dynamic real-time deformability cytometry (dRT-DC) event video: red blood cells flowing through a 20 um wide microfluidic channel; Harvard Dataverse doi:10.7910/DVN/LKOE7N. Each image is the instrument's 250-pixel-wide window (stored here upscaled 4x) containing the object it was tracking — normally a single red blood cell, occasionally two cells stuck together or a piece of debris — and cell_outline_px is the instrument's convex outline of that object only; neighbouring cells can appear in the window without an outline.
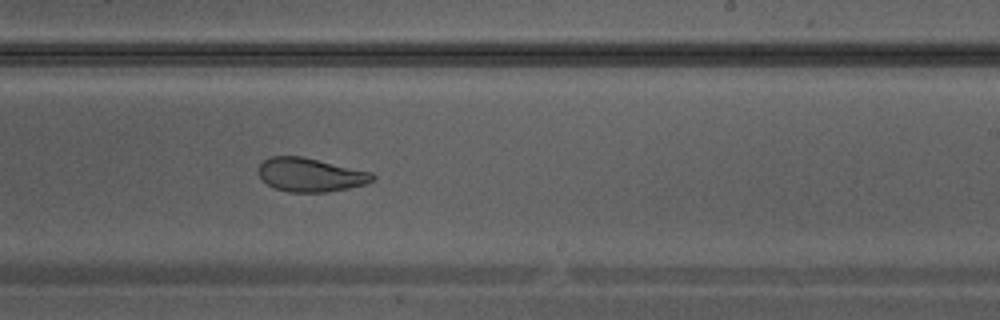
{"species": "Egyptian fruit bat (a non-hibernating species)", "species_latin": "Rousettus aegyptiacus", "temperature_condition": "warm", "stored_images_in_passage": 37, "camera_frame_rate_fps": 3000, "um_per_image_px": 0.085, "animal": {"sex": "male"}, "frame": {"image": 1, "passage_image": 22, "time_ms": 7.0, "image_size_px": [1000, 320], "cell_outline_px": [[376, 180], [368, 184], [348, 188], [324, 192], [288, 192], [276, 188], [268, 184], [260, 176], [260, 164], [264, 160], [272, 156], [300, 156], [372, 172], [376, 176]], "centroid_in_image_um": [26.45, 14.86], "position_along_channel_um": 262.6, "area_um2": 22.2}}